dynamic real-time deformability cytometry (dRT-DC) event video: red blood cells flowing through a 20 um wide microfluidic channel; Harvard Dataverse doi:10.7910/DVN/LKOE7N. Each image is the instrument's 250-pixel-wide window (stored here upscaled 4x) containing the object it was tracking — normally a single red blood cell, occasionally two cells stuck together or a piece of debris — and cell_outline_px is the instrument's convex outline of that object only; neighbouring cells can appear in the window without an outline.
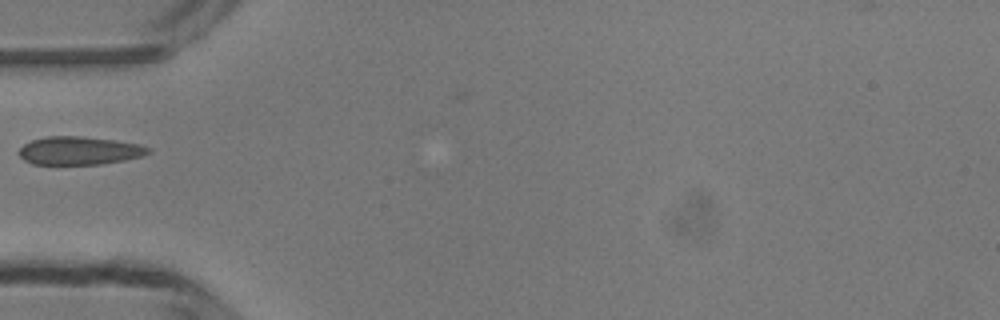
{"species": "common noctule bat (a hibernating species)", "species_latin": "Nyctalus noctula", "temperature_condition": "room temperature", "stored_images_in_passage": 34, "camera_frame_rate_fps": 3000, "um_per_image_px": 0.085, "animal": {"sex": "male", "body_mass_g": 13.3}, "frame": {"image": 1, "passage_image": 1, "time_ms": 0.0, "image_size_px": [1000, 320], "cell_outline_px": [[152, 152], [144, 156], [124, 160], [100, 164], [32, 164], [24, 160], [16, 152], [24, 144], [32, 140], [48, 136], [80, 136], [116, 140], [140, 144], [152, 148]], "centroid_in_image_um": [6.77, 12.8], "position_along_channel_um": 78.2, "area_um2": 21.44}}
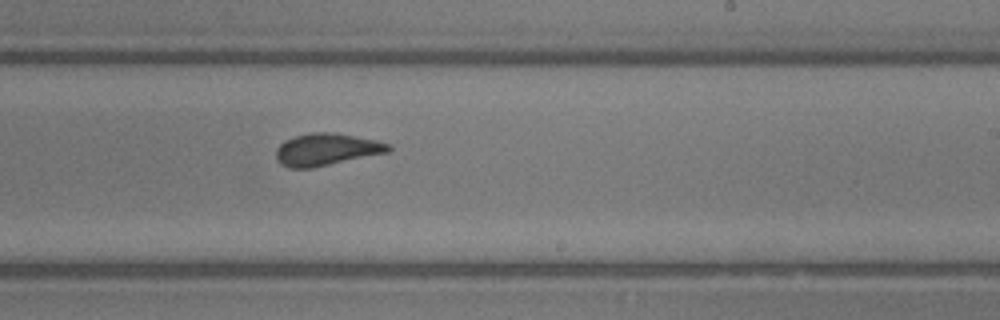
{"frame": {"image": 2, "passage_image": 14, "time_ms": 4.333, "image_size_px": [1000, 320], "cell_outline_px": [[392, 148], [388, 152], [312, 168], [292, 168], [280, 164], [276, 160], [276, 148], [284, 140], [296, 136], [312, 132], [332, 132], [376, 140], [392, 144]], "centroid_in_image_um": [27.74, 12.7], "position_along_channel_um": 261.3, "area_um2": 21.04}}
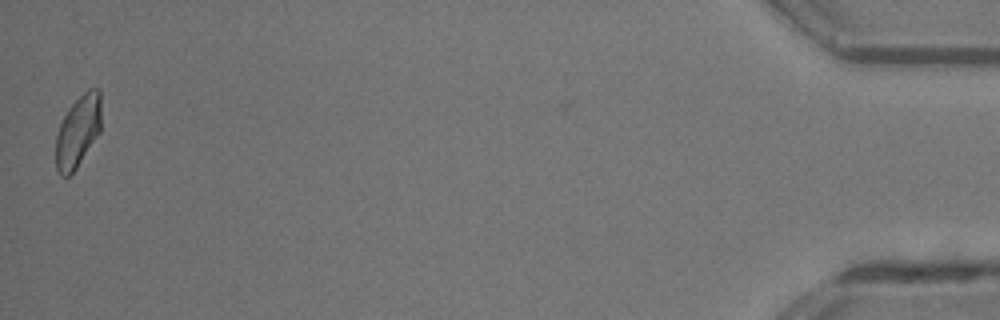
{"frame": {"image": 3, "passage_image": 33, "time_ms": 10.667, "image_size_px": [1000, 320], "cell_outline_px": [[100, 132], [76, 168], [68, 176], [60, 176], [56, 168], [56, 136], [60, 124], [68, 108], [88, 88], [100, 88]], "centroid_in_image_um": [6.62, 11.15], "position_along_channel_um": 428.6, "area_um2": 18.84}}